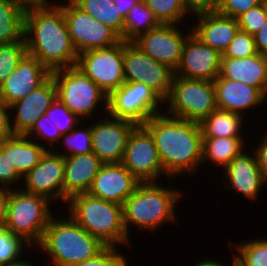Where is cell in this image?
I'll return each mask as SVG.
<instances>
[{
  "label": "cell",
  "mask_w": 267,
  "mask_h": 266,
  "mask_svg": "<svg viewBox=\"0 0 267 266\" xmlns=\"http://www.w3.org/2000/svg\"><path fill=\"white\" fill-rule=\"evenodd\" d=\"M107 246L100 254L92 259L82 261L74 266H127L125 256L117 249Z\"/></svg>",
  "instance_id": "obj_41"
},
{
  "label": "cell",
  "mask_w": 267,
  "mask_h": 266,
  "mask_svg": "<svg viewBox=\"0 0 267 266\" xmlns=\"http://www.w3.org/2000/svg\"><path fill=\"white\" fill-rule=\"evenodd\" d=\"M216 107L241 114L262 105L267 97L256 87L224 78L220 75L213 81Z\"/></svg>",
  "instance_id": "obj_21"
},
{
  "label": "cell",
  "mask_w": 267,
  "mask_h": 266,
  "mask_svg": "<svg viewBox=\"0 0 267 266\" xmlns=\"http://www.w3.org/2000/svg\"><path fill=\"white\" fill-rule=\"evenodd\" d=\"M257 53L253 35L239 29L222 58H247Z\"/></svg>",
  "instance_id": "obj_39"
},
{
  "label": "cell",
  "mask_w": 267,
  "mask_h": 266,
  "mask_svg": "<svg viewBox=\"0 0 267 266\" xmlns=\"http://www.w3.org/2000/svg\"><path fill=\"white\" fill-rule=\"evenodd\" d=\"M263 1L264 0H219L216 11L236 19L242 13L259 5Z\"/></svg>",
  "instance_id": "obj_42"
},
{
  "label": "cell",
  "mask_w": 267,
  "mask_h": 266,
  "mask_svg": "<svg viewBox=\"0 0 267 266\" xmlns=\"http://www.w3.org/2000/svg\"><path fill=\"white\" fill-rule=\"evenodd\" d=\"M262 136L263 138L259 142L260 145L258 144L257 147L255 146V148L252 150L254 152L260 173L266 185L267 184V134L266 132Z\"/></svg>",
  "instance_id": "obj_45"
},
{
  "label": "cell",
  "mask_w": 267,
  "mask_h": 266,
  "mask_svg": "<svg viewBox=\"0 0 267 266\" xmlns=\"http://www.w3.org/2000/svg\"><path fill=\"white\" fill-rule=\"evenodd\" d=\"M26 136L38 143V140H40V143L42 142V140H45L41 143V145L44 146L47 150L48 146H50L52 148L51 150H53L56 144L59 145L61 143V133L58 131L55 124L45 114L36 121L32 129L26 134ZM46 143L48 144L47 147Z\"/></svg>",
  "instance_id": "obj_37"
},
{
  "label": "cell",
  "mask_w": 267,
  "mask_h": 266,
  "mask_svg": "<svg viewBox=\"0 0 267 266\" xmlns=\"http://www.w3.org/2000/svg\"><path fill=\"white\" fill-rule=\"evenodd\" d=\"M246 142L244 139L232 137H203L202 164L209 160L223 169L244 151Z\"/></svg>",
  "instance_id": "obj_28"
},
{
  "label": "cell",
  "mask_w": 267,
  "mask_h": 266,
  "mask_svg": "<svg viewBox=\"0 0 267 266\" xmlns=\"http://www.w3.org/2000/svg\"><path fill=\"white\" fill-rule=\"evenodd\" d=\"M52 202L41 195L23 189H8L6 223L4 227L22 237L28 244L41 242L53 213Z\"/></svg>",
  "instance_id": "obj_6"
},
{
  "label": "cell",
  "mask_w": 267,
  "mask_h": 266,
  "mask_svg": "<svg viewBox=\"0 0 267 266\" xmlns=\"http://www.w3.org/2000/svg\"><path fill=\"white\" fill-rule=\"evenodd\" d=\"M253 37L257 52L267 56V19L262 28Z\"/></svg>",
  "instance_id": "obj_47"
},
{
  "label": "cell",
  "mask_w": 267,
  "mask_h": 266,
  "mask_svg": "<svg viewBox=\"0 0 267 266\" xmlns=\"http://www.w3.org/2000/svg\"><path fill=\"white\" fill-rule=\"evenodd\" d=\"M239 243H236L238 254L234 255L245 266H267V238L257 237V239Z\"/></svg>",
  "instance_id": "obj_35"
},
{
  "label": "cell",
  "mask_w": 267,
  "mask_h": 266,
  "mask_svg": "<svg viewBox=\"0 0 267 266\" xmlns=\"http://www.w3.org/2000/svg\"><path fill=\"white\" fill-rule=\"evenodd\" d=\"M26 53L24 38L15 43L0 45V85L14 71Z\"/></svg>",
  "instance_id": "obj_36"
},
{
  "label": "cell",
  "mask_w": 267,
  "mask_h": 266,
  "mask_svg": "<svg viewBox=\"0 0 267 266\" xmlns=\"http://www.w3.org/2000/svg\"><path fill=\"white\" fill-rule=\"evenodd\" d=\"M8 266H34L32 263H29L27 260H22L21 262L14 264V265H8Z\"/></svg>",
  "instance_id": "obj_53"
},
{
  "label": "cell",
  "mask_w": 267,
  "mask_h": 266,
  "mask_svg": "<svg viewBox=\"0 0 267 266\" xmlns=\"http://www.w3.org/2000/svg\"><path fill=\"white\" fill-rule=\"evenodd\" d=\"M160 24H178L188 15L182 0H144Z\"/></svg>",
  "instance_id": "obj_33"
},
{
  "label": "cell",
  "mask_w": 267,
  "mask_h": 266,
  "mask_svg": "<svg viewBox=\"0 0 267 266\" xmlns=\"http://www.w3.org/2000/svg\"><path fill=\"white\" fill-rule=\"evenodd\" d=\"M56 98V85L54 79L50 77L39 88L12 103L9 108L11 112H16L15 114H10V122H12L10 125L13 134L26 135L36 121L45 114Z\"/></svg>",
  "instance_id": "obj_18"
},
{
  "label": "cell",
  "mask_w": 267,
  "mask_h": 266,
  "mask_svg": "<svg viewBox=\"0 0 267 266\" xmlns=\"http://www.w3.org/2000/svg\"><path fill=\"white\" fill-rule=\"evenodd\" d=\"M159 113L143 126L153 137L168 182L177 176L196 173L202 165L203 137L199 123Z\"/></svg>",
  "instance_id": "obj_2"
},
{
  "label": "cell",
  "mask_w": 267,
  "mask_h": 266,
  "mask_svg": "<svg viewBox=\"0 0 267 266\" xmlns=\"http://www.w3.org/2000/svg\"><path fill=\"white\" fill-rule=\"evenodd\" d=\"M45 115L55 124L61 135L73 130L82 121L58 98H56L49 109L45 112Z\"/></svg>",
  "instance_id": "obj_38"
},
{
  "label": "cell",
  "mask_w": 267,
  "mask_h": 266,
  "mask_svg": "<svg viewBox=\"0 0 267 266\" xmlns=\"http://www.w3.org/2000/svg\"><path fill=\"white\" fill-rule=\"evenodd\" d=\"M84 121H81L73 130L66 134L61 135V140L65 144L64 151L62 153L57 151L55 148L53 151L62 157L75 156L80 154L92 153V134H91V125H88L85 128H80L81 124ZM80 125V126H79ZM78 127V129H77ZM63 138V139H62Z\"/></svg>",
  "instance_id": "obj_32"
},
{
  "label": "cell",
  "mask_w": 267,
  "mask_h": 266,
  "mask_svg": "<svg viewBox=\"0 0 267 266\" xmlns=\"http://www.w3.org/2000/svg\"><path fill=\"white\" fill-rule=\"evenodd\" d=\"M121 163L139 182H156L160 176L168 178L153 137L143 125L132 130Z\"/></svg>",
  "instance_id": "obj_13"
},
{
  "label": "cell",
  "mask_w": 267,
  "mask_h": 266,
  "mask_svg": "<svg viewBox=\"0 0 267 266\" xmlns=\"http://www.w3.org/2000/svg\"><path fill=\"white\" fill-rule=\"evenodd\" d=\"M168 187H162L157 181L140 182L135 192L127 198L123 204V223L129 238L131 224L155 232L164 223L177 219L175 207L183 194L180 189Z\"/></svg>",
  "instance_id": "obj_4"
},
{
  "label": "cell",
  "mask_w": 267,
  "mask_h": 266,
  "mask_svg": "<svg viewBox=\"0 0 267 266\" xmlns=\"http://www.w3.org/2000/svg\"><path fill=\"white\" fill-rule=\"evenodd\" d=\"M103 163L92 152L64 157L63 204L78 194L88 193Z\"/></svg>",
  "instance_id": "obj_23"
},
{
  "label": "cell",
  "mask_w": 267,
  "mask_h": 266,
  "mask_svg": "<svg viewBox=\"0 0 267 266\" xmlns=\"http://www.w3.org/2000/svg\"><path fill=\"white\" fill-rule=\"evenodd\" d=\"M182 2L188 14L198 15L216 11L219 0H182Z\"/></svg>",
  "instance_id": "obj_44"
},
{
  "label": "cell",
  "mask_w": 267,
  "mask_h": 266,
  "mask_svg": "<svg viewBox=\"0 0 267 266\" xmlns=\"http://www.w3.org/2000/svg\"><path fill=\"white\" fill-rule=\"evenodd\" d=\"M22 180L25 189L23 186L21 189L25 192L41 195L51 202H63L64 157L49 147Z\"/></svg>",
  "instance_id": "obj_16"
},
{
  "label": "cell",
  "mask_w": 267,
  "mask_h": 266,
  "mask_svg": "<svg viewBox=\"0 0 267 266\" xmlns=\"http://www.w3.org/2000/svg\"><path fill=\"white\" fill-rule=\"evenodd\" d=\"M26 7L24 39L27 53L50 72L76 66L78 53L57 2Z\"/></svg>",
  "instance_id": "obj_1"
},
{
  "label": "cell",
  "mask_w": 267,
  "mask_h": 266,
  "mask_svg": "<svg viewBox=\"0 0 267 266\" xmlns=\"http://www.w3.org/2000/svg\"><path fill=\"white\" fill-rule=\"evenodd\" d=\"M160 25L145 2L136 3L124 19L123 41H133L139 35Z\"/></svg>",
  "instance_id": "obj_31"
},
{
  "label": "cell",
  "mask_w": 267,
  "mask_h": 266,
  "mask_svg": "<svg viewBox=\"0 0 267 266\" xmlns=\"http://www.w3.org/2000/svg\"><path fill=\"white\" fill-rule=\"evenodd\" d=\"M9 111V106L4 102H0V143L13 135Z\"/></svg>",
  "instance_id": "obj_46"
},
{
  "label": "cell",
  "mask_w": 267,
  "mask_h": 266,
  "mask_svg": "<svg viewBox=\"0 0 267 266\" xmlns=\"http://www.w3.org/2000/svg\"><path fill=\"white\" fill-rule=\"evenodd\" d=\"M164 104L168 107L166 114L200 123L217 108L213 82L174 75Z\"/></svg>",
  "instance_id": "obj_8"
},
{
  "label": "cell",
  "mask_w": 267,
  "mask_h": 266,
  "mask_svg": "<svg viewBox=\"0 0 267 266\" xmlns=\"http://www.w3.org/2000/svg\"><path fill=\"white\" fill-rule=\"evenodd\" d=\"M226 264H224L225 266ZM227 266V265H226ZM231 266H245L240 259H238L234 254H233V261Z\"/></svg>",
  "instance_id": "obj_52"
},
{
  "label": "cell",
  "mask_w": 267,
  "mask_h": 266,
  "mask_svg": "<svg viewBox=\"0 0 267 266\" xmlns=\"http://www.w3.org/2000/svg\"><path fill=\"white\" fill-rule=\"evenodd\" d=\"M51 77L57 98L79 119H92L101 104L107 115L108 95L76 66L53 71Z\"/></svg>",
  "instance_id": "obj_7"
},
{
  "label": "cell",
  "mask_w": 267,
  "mask_h": 266,
  "mask_svg": "<svg viewBox=\"0 0 267 266\" xmlns=\"http://www.w3.org/2000/svg\"><path fill=\"white\" fill-rule=\"evenodd\" d=\"M222 54L190 34L183 45L181 59L174 75L214 81L220 73Z\"/></svg>",
  "instance_id": "obj_17"
},
{
  "label": "cell",
  "mask_w": 267,
  "mask_h": 266,
  "mask_svg": "<svg viewBox=\"0 0 267 266\" xmlns=\"http://www.w3.org/2000/svg\"><path fill=\"white\" fill-rule=\"evenodd\" d=\"M0 149L5 153L17 172L23 177L47 151L44 146L26 135H12L0 143Z\"/></svg>",
  "instance_id": "obj_26"
},
{
  "label": "cell",
  "mask_w": 267,
  "mask_h": 266,
  "mask_svg": "<svg viewBox=\"0 0 267 266\" xmlns=\"http://www.w3.org/2000/svg\"><path fill=\"white\" fill-rule=\"evenodd\" d=\"M224 176L229 181H225V188L235 189L248 200L255 201L260 195L264 180L260 173L254 153L249 154L245 150L235 157L227 166L223 168ZM229 182V183H228Z\"/></svg>",
  "instance_id": "obj_22"
},
{
  "label": "cell",
  "mask_w": 267,
  "mask_h": 266,
  "mask_svg": "<svg viewBox=\"0 0 267 266\" xmlns=\"http://www.w3.org/2000/svg\"><path fill=\"white\" fill-rule=\"evenodd\" d=\"M196 16L198 21L191 29L192 34L202 43L223 54L239 30L237 19L217 11Z\"/></svg>",
  "instance_id": "obj_24"
},
{
  "label": "cell",
  "mask_w": 267,
  "mask_h": 266,
  "mask_svg": "<svg viewBox=\"0 0 267 266\" xmlns=\"http://www.w3.org/2000/svg\"><path fill=\"white\" fill-rule=\"evenodd\" d=\"M50 77L51 72L37 58L26 53L0 85L1 101L10 106L39 88Z\"/></svg>",
  "instance_id": "obj_19"
},
{
  "label": "cell",
  "mask_w": 267,
  "mask_h": 266,
  "mask_svg": "<svg viewBox=\"0 0 267 266\" xmlns=\"http://www.w3.org/2000/svg\"><path fill=\"white\" fill-rule=\"evenodd\" d=\"M137 126L132 121L101 117L91 124L92 152L103 164L121 163L132 130Z\"/></svg>",
  "instance_id": "obj_14"
},
{
  "label": "cell",
  "mask_w": 267,
  "mask_h": 266,
  "mask_svg": "<svg viewBox=\"0 0 267 266\" xmlns=\"http://www.w3.org/2000/svg\"><path fill=\"white\" fill-rule=\"evenodd\" d=\"M164 100L142 82H125L112 91L107 99V114L143 125L153 115L159 114Z\"/></svg>",
  "instance_id": "obj_9"
},
{
  "label": "cell",
  "mask_w": 267,
  "mask_h": 266,
  "mask_svg": "<svg viewBox=\"0 0 267 266\" xmlns=\"http://www.w3.org/2000/svg\"><path fill=\"white\" fill-rule=\"evenodd\" d=\"M37 246L47 254L52 260L49 263L54 266H74L96 257L107 247L70 216H53Z\"/></svg>",
  "instance_id": "obj_3"
},
{
  "label": "cell",
  "mask_w": 267,
  "mask_h": 266,
  "mask_svg": "<svg viewBox=\"0 0 267 266\" xmlns=\"http://www.w3.org/2000/svg\"><path fill=\"white\" fill-rule=\"evenodd\" d=\"M177 24H160L157 28L139 35L132 42L154 60L168 65L174 71L179 65L183 45L192 33L179 30Z\"/></svg>",
  "instance_id": "obj_15"
},
{
  "label": "cell",
  "mask_w": 267,
  "mask_h": 266,
  "mask_svg": "<svg viewBox=\"0 0 267 266\" xmlns=\"http://www.w3.org/2000/svg\"><path fill=\"white\" fill-rule=\"evenodd\" d=\"M139 183L122 163L103 164L88 193L123 206L127 198L135 192Z\"/></svg>",
  "instance_id": "obj_20"
},
{
  "label": "cell",
  "mask_w": 267,
  "mask_h": 266,
  "mask_svg": "<svg viewBox=\"0 0 267 266\" xmlns=\"http://www.w3.org/2000/svg\"><path fill=\"white\" fill-rule=\"evenodd\" d=\"M116 3V7H118V11L123 19H125L128 15L129 10L139 2H144V0H113Z\"/></svg>",
  "instance_id": "obj_49"
},
{
  "label": "cell",
  "mask_w": 267,
  "mask_h": 266,
  "mask_svg": "<svg viewBox=\"0 0 267 266\" xmlns=\"http://www.w3.org/2000/svg\"><path fill=\"white\" fill-rule=\"evenodd\" d=\"M66 205H69L68 215L106 246L130 244L124 228L122 205L105 201L89 193L71 197Z\"/></svg>",
  "instance_id": "obj_5"
},
{
  "label": "cell",
  "mask_w": 267,
  "mask_h": 266,
  "mask_svg": "<svg viewBox=\"0 0 267 266\" xmlns=\"http://www.w3.org/2000/svg\"><path fill=\"white\" fill-rule=\"evenodd\" d=\"M78 8L114 30L123 40L124 19L113 0H71Z\"/></svg>",
  "instance_id": "obj_30"
},
{
  "label": "cell",
  "mask_w": 267,
  "mask_h": 266,
  "mask_svg": "<svg viewBox=\"0 0 267 266\" xmlns=\"http://www.w3.org/2000/svg\"><path fill=\"white\" fill-rule=\"evenodd\" d=\"M8 189H0V228L6 223Z\"/></svg>",
  "instance_id": "obj_48"
},
{
  "label": "cell",
  "mask_w": 267,
  "mask_h": 266,
  "mask_svg": "<svg viewBox=\"0 0 267 266\" xmlns=\"http://www.w3.org/2000/svg\"><path fill=\"white\" fill-rule=\"evenodd\" d=\"M239 29L255 35L267 19V0L259 5L248 9L237 18Z\"/></svg>",
  "instance_id": "obj_40"
},
{
  "label": "cell",
  "mask_w": 267,
  "mask_h": 266,
  "mask_svg": "<svg viewBox=\"0 0 267 266\" xmlns=\"http://www.w3.org/2000/svg\"><path fill=\"white\" fill-rule=\"evenodd\" d=\"M244 116L216 108L199 125L202 137H232L245 139L241 132ZM243 136V137H242Z\"/></svg>",
  "instance_id": "obj_27"
},
{
  "label": "cell",
  "mask_w": 267,
  "mask_h": 266,
  "mask_svg": "<svg viewBox=\"0 0 267 266\" xmlns=\"http://www.w3.org/2000/svg\"><path fill=\"white\" fill-rule=\"evenodd\" d=\"M123 69L125 82H142L164 101L168 98L174 70L145 54L132 41H123Z\"/></svg>",
  "instance_id": "obj_10"
},
{
  "label": "cell",
  "mask_w": 267,
  "mask_h": 266,
  "mask_svg": "<svg viewBox=\"0 0 267 266\" xmlns=\"http://www.w3.org/2000/svg\"><path fill=\"white\" fill-rule=\"evenodd\" d=\"M66 2H58V5L63 10L68 33L78 54L110 47L121 41V37L110 27L82 11L71 0Z\"/></svg>",
  "instance_id": "obj_11"
},
{
  "label": "cell",
  "mask_w": 267,
  "mask_h": 266,
  "mask_svg": "<svg viewBox=\"0 0 267 266\" xmlns=\"http://www.w3.org/2000/svg\"><path fill=\"white\" fill-rule=\"evenodd\" d=\"M76 67L109 95L125 83L123 40L110 47L79 53Z\"/></svg>",
  "instance_id": "obj_12"
},
{
  "label": "cell",
  "mask_w": 267,
  "mask_h": 266,
  "mask_svg": "<svg viewBox=\"0 0 267 266\" xmlns=\"http://www.w3.org/2000/svg\"><path fill=\"white\" fill-rule=\"evenodd\" d=\"M220 76L258 88L267 97V56L222 58Z\"/></svg>",
  "instance_id": "obj_25"
},
{
  "label": "cell",
  "mask_w": 267,
  "mask_h": 266,
  "mask_svg": "<svg viewBox=\"0 0 267 266\" xmlns=\"http://www.w3.org/2000/svg\"><path fill=\"white\" fill-rule=\"evenodd\" d=\"M24 7L37 6L48 3L50 0H14Z\"/></svg>",
  "instance_id": "obj_50"
},
{
  "label": "cell",
  "mask_w": 267,
  "mask_h": 266,
  "mask_svg": "<svg viewBox=\"0 0 267 266\" xmlns=\"http://www.w3.org/2000/svg\"><path fill=\"white\" fill-rule=\"evenodd\" d=\"M193 266H224L223 263L221 262H218L217 260H213L211 258V260L209 259H206V260H203V261H199L198 263H196L195 265Z\"/></svg>",
  "instance_id": "obj_51"
},
{
  "label": "cell",
  "mask_w": 267,
  "mask_h": 266,
  "mask_svg": "<svg viewBox=\"0 0 267 266\" xmlns=\"http://www.w3.org/2000/svg\"><path fill=\"white\" fill-rule=\"evenodd\" d=\"M25 11L26 7L14 0L0 1V45L24 38Z\"/></svg>",
  "instance_id": "obj_29"
},
{
  "label": "cell",
  "mask_w": 267,
  "mask_h": 266,
  "mask_svg": "<svg viewBox=\"0 0 267 266\" xmlns=\"http://www.w3.org/2000/svg\"><path fill=\"white\" fill-rule=\"evenodd\" d=\"M31 247L22 237L15 235L5 227L0 228V266L21 262L24 247Z\"/></svg>",
  "instance_id": "obj_34"
},
{
  "label": "cell",
  "mask_w": 267,
  "mask_h": 266,
  "mask_svg": "<svg viewBox=\"0 0 267 266\" xmlns=\"http://www.w3.org/2000/svg\"><path fill=\"white\" fill-rule=\"evenodd\" d=\"M22 179L9 157L0 149V189H14L16 183L20 184Z\"/></svg>",
  "instance_id": "obj_43"
}]
</instances>
